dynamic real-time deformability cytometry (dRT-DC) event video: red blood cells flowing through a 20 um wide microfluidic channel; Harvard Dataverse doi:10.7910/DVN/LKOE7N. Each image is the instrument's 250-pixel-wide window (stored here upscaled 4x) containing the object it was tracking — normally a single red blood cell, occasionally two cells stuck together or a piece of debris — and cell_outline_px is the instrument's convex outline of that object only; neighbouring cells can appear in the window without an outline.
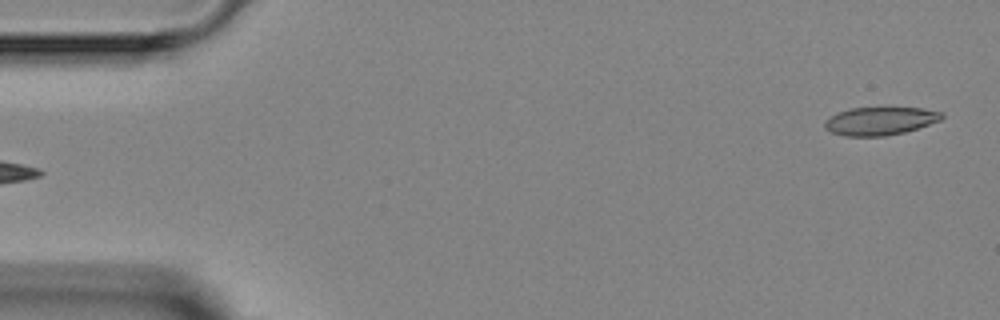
{"species": "Egyptian fruit bat (a non-hibernating species)", "species_latin": "Rousettus aegyptiacus", "temperature_condition": "room temperature", "stored_images_in_passage": 4, "camera_frame_rate_fps": 3000, "um_per_image_px": 0.085, "animal": {"sex": "female"}, "frame": {"image": 1, "passage_image": 1, "time_ms": 0.0, "image_size_px": [1000, 320], "cell_outline_px": [[944, 116], [940, 120], [904, 132], [884, 136], [844, 136], [832, 132], [824, 128], [824, 124], [832, 116], [840, 112], [852, 108], [920, 108], [940, 112]], "centroid_in_image_um": [74.79, 10.29], "position_along_channel_um": 10.2, "area_um2": 18.67}}
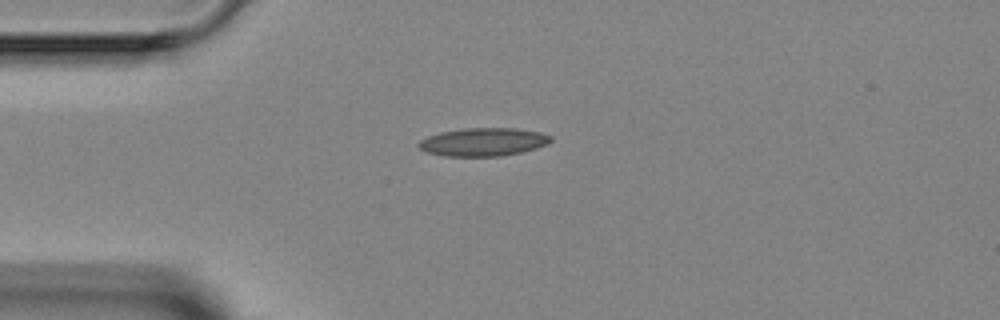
{"frame": {"image": 2, "passage_image": 4, "time_ms": 3.333, "image_size_px": [1000, 320], "cell_outline_px": [[552, 140], [548, 144], [536, 148], [520, 152], [500, 156], [444, 156], [428, 152], [420, 148], [416, 144], [420, 140], [428, 136], [440, 132], [464, 128], [516, 128], [540, 132], [552, 136]], "centroid_in_image_um": [41.08, 12.06], "position_along_channel_um": 43.9, "area_um2": 21.68}}